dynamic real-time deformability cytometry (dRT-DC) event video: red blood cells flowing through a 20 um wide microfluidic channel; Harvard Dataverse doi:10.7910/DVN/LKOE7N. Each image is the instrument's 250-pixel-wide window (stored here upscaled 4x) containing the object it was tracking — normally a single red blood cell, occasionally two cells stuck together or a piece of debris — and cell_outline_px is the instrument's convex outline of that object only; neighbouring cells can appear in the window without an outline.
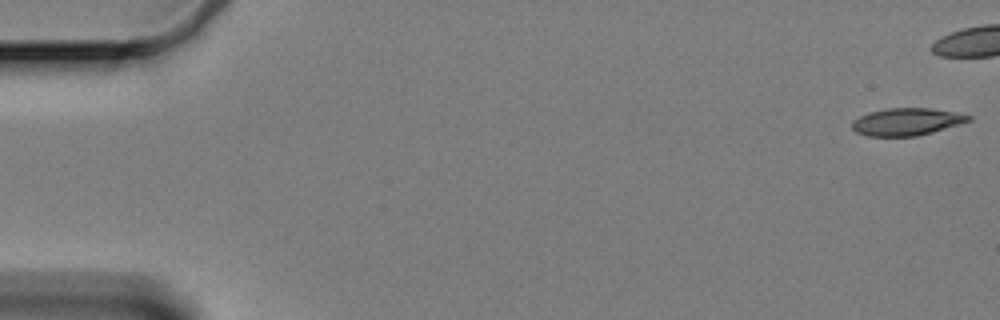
{"species": "Egyptian fruit bat (a non-hibernating species)", "species_latin": "Rousettus aegyptiacus", "temperature_condition": "cold", "stored_images_in_passage": 48, "camera_frame_rate_fps": 3000, "um_per_image_px": 0.085, "animal": {"sex": "female"}, "frame": {"image": 1, "passage_image": 1, "time_ms": 0.0, "image_size_px": [1000, 320], "cell_outline_px": [[972, 120], [960, 124], [932, 132], [916, 136], [868, 136], [856, 132], [852, 128], [852, 120], [868, 112], [888, 108], [928, 108], [956, 112], [972, 116]], "centroid_in_image_um": [77.06, 10.34], "position_along_channel_um": 7.9, "area_um2": 18.55}}
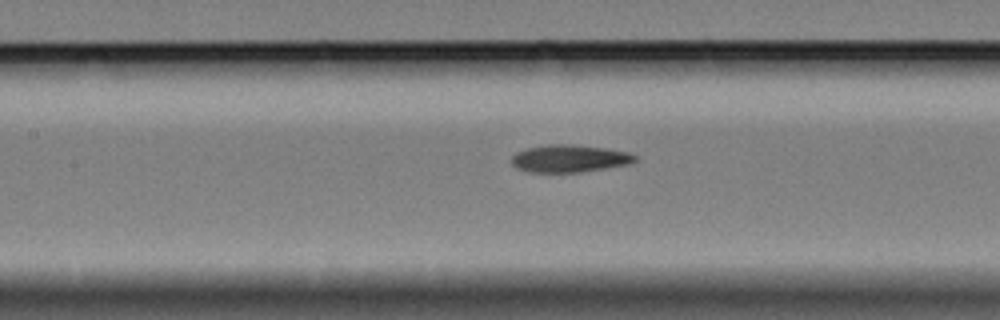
{"frame": {"image": 2, "passage_image": 27, "time_ms": 8.667, "image_size_px": [1000, 320], "cell_outline_px": [[636, 160], [632, 164], [580, 172], [528, 172], [516, 168], [512, 164], [512, 156], [516, 152], [528, 148], [548, 144], [572, 144], [604, 148], [628, 152], [636, 156]], "centroid_in_image_um": [48.4, 13.48], "position_along_channel_um": 159.0, "area_um2": 19.77}}
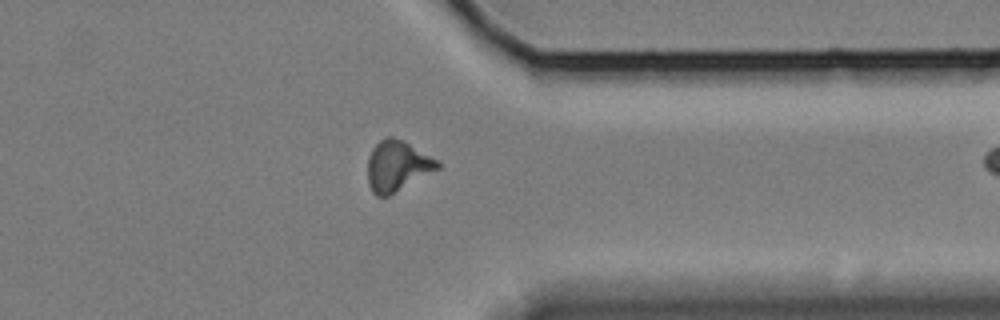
{"frame": {"image": 3, "passage_image": 47, "time_ms": 15.333, "image_size_px": [1000, 320], "cell_outline_px": [[440, 168], [388, 196], [376, 196], [372, 192], [368, 184], [368, 156], [372, 148], [384, 136], [392, 136], [404, 140], [440, 160]], "centroid_in_image_um": [33.78, 14.08], "position_along_channel_um": 377.6, "area_um2": 20.87}}